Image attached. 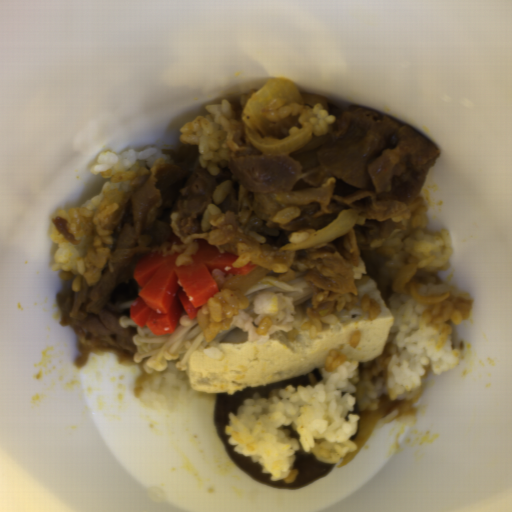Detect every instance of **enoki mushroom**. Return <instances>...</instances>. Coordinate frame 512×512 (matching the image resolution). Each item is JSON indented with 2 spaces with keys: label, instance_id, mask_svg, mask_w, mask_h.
Listing matches in <instances>:
<instances>
[{
  "label": "enoki mushroom",
  "instance_id": "obj_1",
  "mask_svg": "<svg viewBox=\"0 0 512 512\" xmlns=\"http://www.w3.org/2000/svg\"><path fill=\"white\" fill-rule=\"evenodd\" d=\"M122 327L134 326L136 333L133 336V361L146 360L142 366L146 374H156L167 367L170 360H174V367L181 371L189 368L190 356L202 351L211 345L219 344L229 333L237 329L230 323L227 329L219 331L211 341H207L199 319H189L182 306L177 326L174 332L166 334H152L148 326L141 327L136 324L131 315H121L118 321Z\"/></svg>",
  "mask_w": 512,
  "mask_h": 512
},
{
  "label": "enoki mushroom",
  "instance_id": "obj_2",
  "mask_svg": "<svg viewBox=\"0 0 512 512\" xmlns=\"http://www.w3.org/2000/svg\"><path fill=\"white\" fill-rule=\"evenodd\" d=\"M281 273L268 272L259 282L245 291L248 294L249 305L243 309L251 318H256L257 314L252 309V305L257 296L267 291H273L288 298H293L292 305L295 308L307 307L312 309L309 287L310 284L301 278L290 282H279Z\"/></svg>",
  "mask_w": 512,
  "mask_h": 512
}]
</instances>
